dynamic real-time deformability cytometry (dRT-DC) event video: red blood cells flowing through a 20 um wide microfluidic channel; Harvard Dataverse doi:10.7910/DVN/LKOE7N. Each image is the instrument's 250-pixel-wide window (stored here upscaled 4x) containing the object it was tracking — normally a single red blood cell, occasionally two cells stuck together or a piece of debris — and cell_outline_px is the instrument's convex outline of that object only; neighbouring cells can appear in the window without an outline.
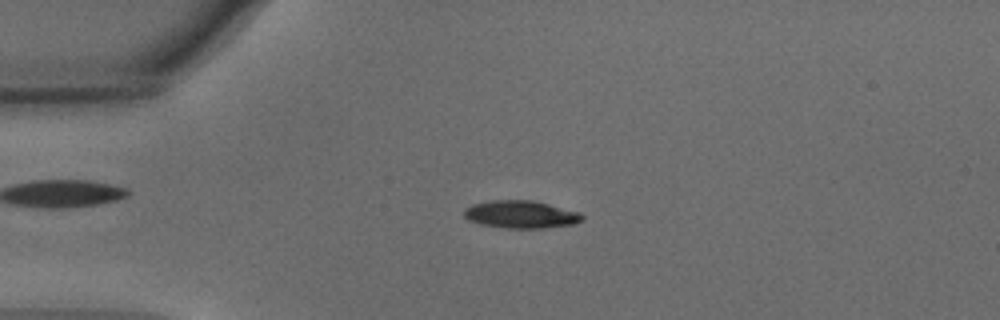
{"species": "common noctule bat (a hibernating species)", "species_latin": "Nyctalus noctula", "temperature_condition": "warm", "stored_images_in_passage": 54, "camera_frame_rate_fps": 3000, "um_per_image_px": 0.085, "animal": {"sex": "male", "body_mass_g": 15.6}, "frame": {"image": 1, "passage_image": 13, "time_ms": 4.0, "image_size_px": [1000, 320], "cell_outline_px": [[584, 220], [572, 224], [544, 228], [504, 228], [480, 224], [468, 220], [464, 216], [464, 208], [472, 204], [492, 200], [532, 200], [580, 212], [584, 216]], "centroid_in_image_um": [44.26, 18.22], "position_along_channel_um": 40.7, "area_um2": 19.07}}
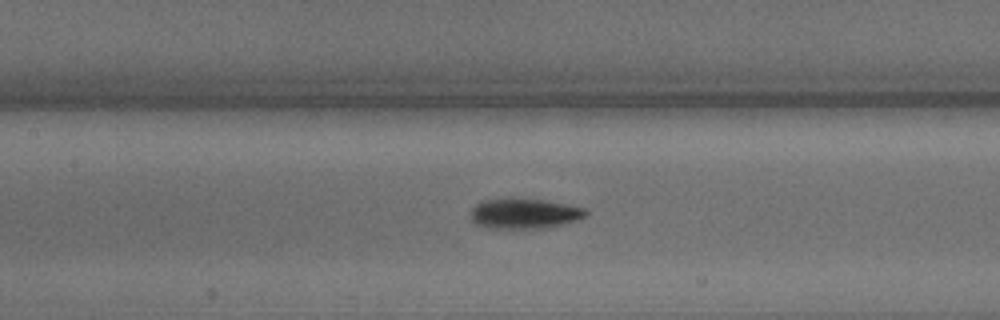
{"frame": {"image": 2, "passage_image": 25, "time_ms": 8.0, "image_size_px": [1000, 320], "cell_outline_px": [[588, 212], [580, 220], [548, 228], [484, 228], [476, 224], [468, 216], [468, 212], [476, 204], [484, 200], [512, 196], [516, 196], [544, 200], [584, 208]], "centroid_in_image_um": [44.5, 18.13], "position_along_channel_um": 162.9, "area_um2": 20.98}}
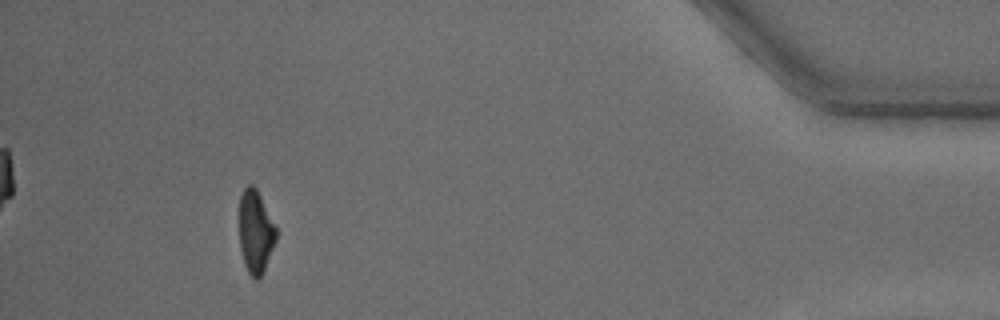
{"frame": {"image": 3, "passage_image": 50, "time_ms": 16.333, "image_size_px": [1000, 320], "cell_outline_px": [[276, 240], [264, 272], [256, 280], [248, 272], [244, 264], [240, 248], [240, 196], [244, 188], [248, 184], [252, 184], [256, 188], [276, 228]], "centroid_in_image_um": [21.72, 19.72], "position_along_channel_um": 413.5, "area_um2": 17.57}, "authors_computed_cell_mechanics": {"area_um2": 19.074, "velocity_mm_per_s": 3.7377, "shape_relaxation_time_tau1_ms": 2.7302, "shape_relaxation_time_tau2_ms": 3.5373, "deformation_change_tau1": 0.1622, "deformation_change_tau2": 0.1074}}